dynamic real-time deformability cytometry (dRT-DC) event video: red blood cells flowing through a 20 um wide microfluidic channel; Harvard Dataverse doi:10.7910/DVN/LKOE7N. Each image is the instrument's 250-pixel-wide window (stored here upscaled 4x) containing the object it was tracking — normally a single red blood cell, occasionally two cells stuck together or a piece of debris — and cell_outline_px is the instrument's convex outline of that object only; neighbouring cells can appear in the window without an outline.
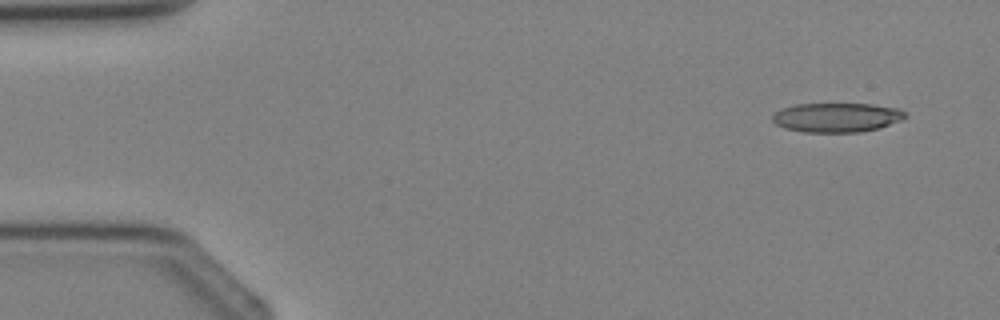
{"species": "Egyptian fruit bat (a non-hibernating species)", "species_latin": "Rousettus aegyptiacus", "temperature_condition": "cold", "stored_images_in_passage": 3, "camera_frame_rate_fps": 3000, "um_per_image_px": 0.085, "animal": {"sex": "female"}, "frame": {"image": 1, "passage_image": 1, "time_ms": 0.0, "image_size_px": [1000, 320], "cell_outline_px": [[908, 116], [904, 120], [880, 128], [860, 132], [804, 132], [784, 128], [776, 124], [772, 120], [772, 116], [776, 112], [784, 108], [796, 104], [872, 104], [900, 108]], "centroid_in_image_um": [71.18, 9.99], "position_along_channel_um": 13.8, "area_um2": 22.83}}
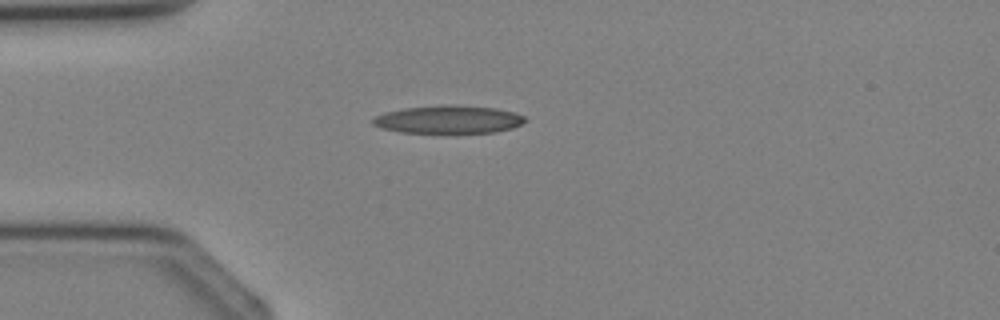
{"frame": {"image": 2, "passage_image": 3, "time_ms": 2.333, "image_size_px": [1000, 320], "cell_outline_px": [[528, 120], [512, 128], [496, 132], [400, 132], [380, 128], [372, 124], [372, 120], [376, 116], [384, 112], [404, 108], [452, 104], [456, 104], [496, 108], [516, 112], [524, 116]], "centroid_in_image_um": [38.14, 10.14], "position_along_channel_um": 46.9, "area_um2": 24.8}}